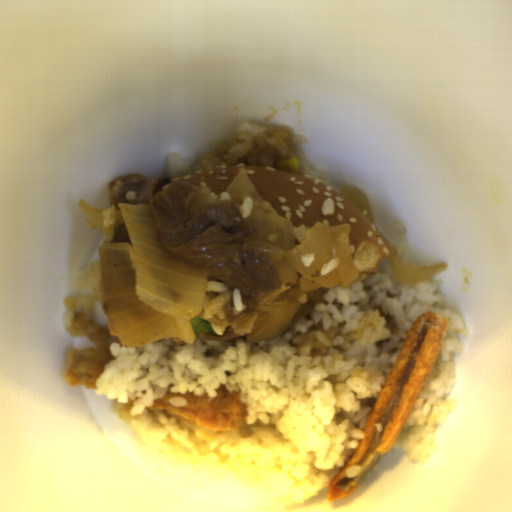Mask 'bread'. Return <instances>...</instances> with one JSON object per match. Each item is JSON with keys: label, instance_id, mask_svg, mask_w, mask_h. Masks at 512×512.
Here are the masks:
<instances>
[{"label": "bread", "instance_id": "1", "mask_svg": "<svg viewBox=\"0 0 512 512\" xmlns=\"http://www.w3.org/2000/svg\"><path fill=\"white\" fill-rule=\"evenodd\" d=\"M240 172L247 173L260 198L270 204L274 213L290 220L297 246L318 222L325 226L350 225V254L359 276L347 287L365 282L388 258L386 245L358 208L341 191L317 178L252 164L222 165L174 179L156 193L161 196L175 182H187L209 188L215 199L232 200L227 189ZM329 197L334 199L335 210L323 215L321 204Z\"/></svg>", "mask_w": 512, "mask_h": 512}, {"label": "bread", "instance_id": "2", "mask_svg": "<svg viewBox=\"0 0 512 512\" xmlns=\"http://www.w3.org/2000/svg\"><path fill=\"white\" fill-rule=\"evenodd\" d=\"M100 302H101V306L103 308V311L105 313V316L107 318V327H108V331H109V335L113 336L115 341L117 342V344H120L122 345L113 325H112V322L110 320V317L108 315V311H107V306H106V302H105V297H104V286H103V276L101 277L100 279ZM123 346V345H122Z\"/></svg>", "mask_w": 512, "mask_h": 512}, {"label": "bread", "instance_id": "3", "mask_svg": "<svg viewBox=\"0 0 512 512\" xmlns=\"http://www.w3.org/2000/svg\"><path fill=\"white\" fill-rule=\"evenodd\" d=\"M235 333L232 329L231 326H226L224 327V330L222 332V334L220 335V337L214 332V334H201L199 335L200 339L202 338H208V339H212V340H233L234 337H235ZM199 339V340H200Z\"/></svg>", "mask_w": 512, "mask_h": 512}]
</instances>
